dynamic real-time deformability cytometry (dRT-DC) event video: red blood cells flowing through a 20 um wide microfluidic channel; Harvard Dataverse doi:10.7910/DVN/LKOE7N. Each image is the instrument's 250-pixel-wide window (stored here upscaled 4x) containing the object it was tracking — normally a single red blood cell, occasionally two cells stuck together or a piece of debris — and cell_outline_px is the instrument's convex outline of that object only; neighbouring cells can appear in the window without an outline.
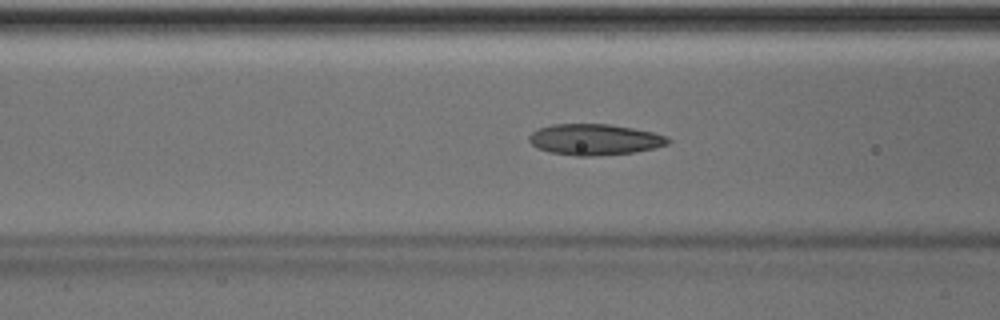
{"species": "Egyptian fruit bat (a non-hibernating species)", "species_latin": "Rousettus aegyptiacus", "temperature_condition": "room temperature", "stored_images_in_passage": 48, "camera_frame_rate_fps": 3000, "um_per_image_px": 0.085, "animal": {"sex": "male"}, "frame": {"image": 1, "passage_image": 20, "time_ms": 6.333, "image_size_px": [1000, 320], "cell_outline_px": [[672, 140], [668, 144], [656, 148], [636, 152], [592, 156], [576, 156], [548, 152], [536, 148], [528, 140], [528, 136], [532, 132], [540, 128], [552, 124], [608, 124], [632, 128], [652, 132], [668, 136]], "centroid_in_image_um": [50.55, 11.87], "position_along_channel_um": 116.0, "area_um2": 25.32}}
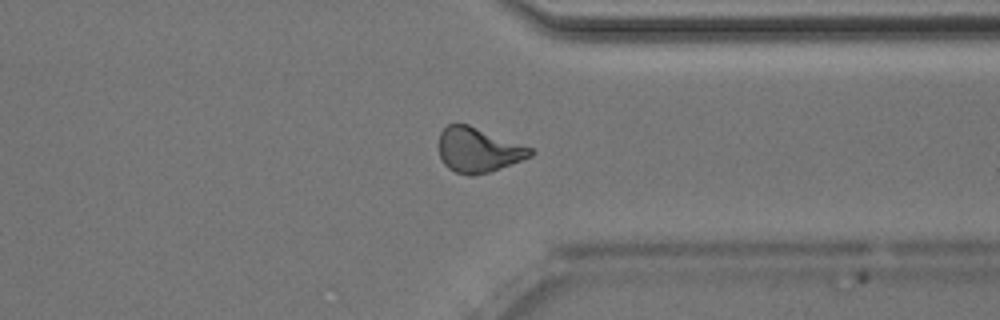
{"frame": {"image": 2, "passage_image": 39, "time_ms": 12.667, "image_size_px": [1000, 320], "cell_outline_px": [[536, 152], [532, 156], [500, 168], [488, 172], [472, 176], [468, 176], [456, 172], [448, 168], [444, 164], [440, 156], [440, 132], [448, 124], [468, 124], [532, 148]], "centroid_in_image_um": [40.66, 12.75], "position_along_channel_um": 370.7, "area_um2": 23.64}}
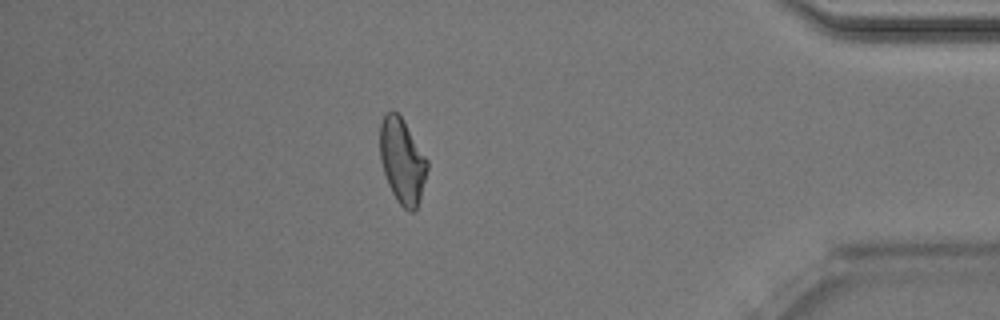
{"frame": {"image": 3, "passage_image": 44, "time_ms": 14.333, "image_size_px": [1000, 320], "cell_outline_px": [[428, 168], [420, 196], [416, 208], [412, 212], [408, 212], [396, 200], [388, 184], [380, 160], [380, 124], [384, 116], [392, 108], [404, 120], [428, 160]], "centroid_in_image_um": [34.18, 13.66], "position_along_channel_um": 401.0, "area_um2": 23.35}}